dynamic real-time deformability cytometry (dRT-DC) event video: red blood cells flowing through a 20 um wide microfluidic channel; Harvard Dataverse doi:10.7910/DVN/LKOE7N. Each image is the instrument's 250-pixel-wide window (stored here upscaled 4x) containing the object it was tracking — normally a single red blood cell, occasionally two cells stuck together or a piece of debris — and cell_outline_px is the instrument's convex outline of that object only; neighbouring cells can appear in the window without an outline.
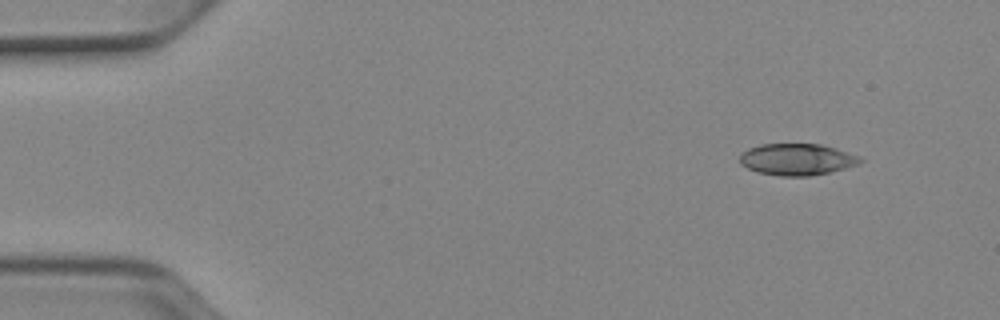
{"species": "Egyptian fruit bat (a non-hibernating species)", "species_latin": "Rousettus aegyptiacus", "temperature_condition": "cold", "stored_images_in_passage": 47, "camera_frame_rate_fps": 3000, "um_per_image_px": 0.085, "animal": {"sex": "female"}, "frame": {"image": 1, "passage_image": 1, "time_ms": 0.0, "image_size_px": [1000, 320], "cell_outline_px": [[864, 160], [860, 164], [828, 172], [808, 176], [780, 176], [756, 172], [740, 164], [740, 152], [748, 148], [760, 144], [820, 144], [836, 148], [856, 156]], "centroid_in_image_um": [67.69, 13.55], "position_along_channel_um": 17.3, "area_um2": 22.14}}
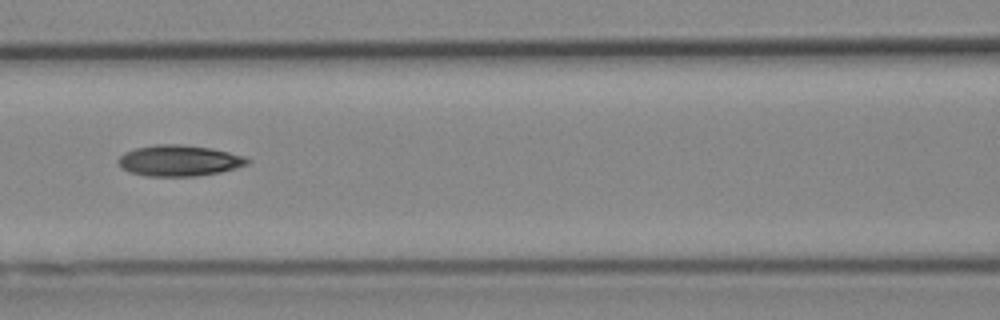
{"frame": {"image": 2, "passage_image": 19, "time_ms": 6.0, "image_size_px": [1000, 320], "cell_outline_px": [[252, 160], [248, 164], [236, 168], [220, 172], [196, 176], [144, 176], [128, 172], [120, 168], [116, 160], [124, 152], [136, 148], [156, 144], [180, 144], [208, 148], [228, 152], [244, 156]], "centroid_in_image_um": [15.18, 13.66], "position_along_channel_um": 151.4, "area_um2": 23.47}}
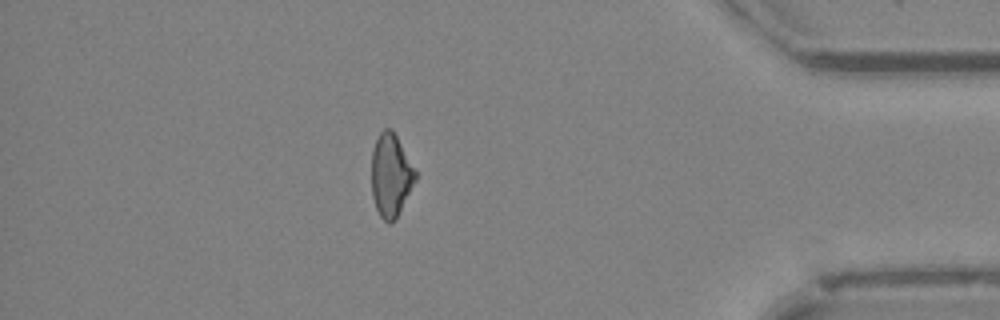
{"frame": {"image": 3, "passage_image": 41, "time_ms": 13.333, "image_size_px": [1000, 320], "cell_outline_px": [[416, 180], [396, 220], [388, 224], [380, 216], [376, 208], [372, 196], [372, 148], [380, 132], [384, 128], [392, 128], [416, 172]], "centroid_in_image_um": [33.21, 14.92], "position_along_channel_um": 402.0, "area_um2": 21.15}, "authors_computed_cell_mechanics": {"area_um2": 22.253, "velocity_mm_per_s": 3.927, "shape_relaxation_time_tau1_ms": 8.7637, "shape_relaxation_time_tau2_ms": 7.9729, "deformation_change_tau1": 0.1912, "deformation_change_tau2": 0.1729}}